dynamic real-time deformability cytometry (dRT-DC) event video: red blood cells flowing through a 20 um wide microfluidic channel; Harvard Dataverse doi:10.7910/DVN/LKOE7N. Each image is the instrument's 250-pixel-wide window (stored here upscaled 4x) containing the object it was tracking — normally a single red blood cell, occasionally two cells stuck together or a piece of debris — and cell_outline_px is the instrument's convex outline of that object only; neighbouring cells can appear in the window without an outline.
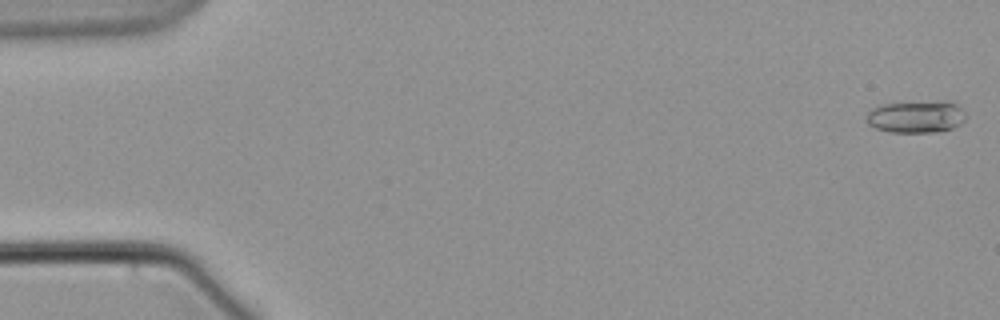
{"species": "common noctule bat (a hibernating species)", "species_latin": "Nyctalus noctula", "temperature_condition": "warm", "stored_images_in_passage": 5, "camera_frame_rate_fps": 3000, "um_per_image_px": 0.085, "animal": {"sex": "male", "body_mass_g": 21.5, "forearm_length_mm": 52.0}, "frame": {"image": 1, "passage_image": 1, "time_ms": 0.0, "image_size_px": [1000, 320], "cell_outline_px": [[968, 116], [960, 124], [952, 128], [936, 132], [888, 132], [876, 128], [868, 124], [868, 112], [872, 108], [880, 104], [944, 100], [956, 104]], "centroid_in_image_um": [77.89, 9.91], "position_along_channel_um": 7.1, "area_um2": 18.73}}
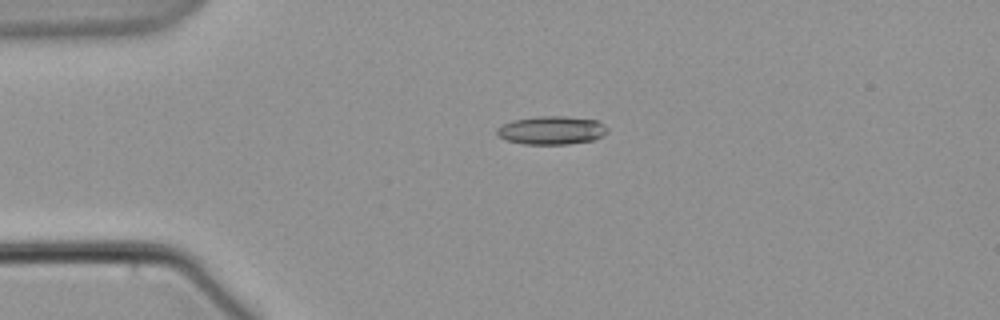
{"frame": {"image": 2, "passage_image": 4, "time_ms": 4.667, "image_size_px": [1000, 320], "cell_outline_px": [[608, 132], [592, 140], [568, 144], [524, 144], [504, 140], [496, 132], [496, 128], [500, 124], [512, 120], [540, 116], [564, 116], [596, 120], [604, 124], [608, 128]], "centroid_in_image_um": [46.85, 11.07], "position_along_channel_um": 38.2, "area_um2": 18.32}}